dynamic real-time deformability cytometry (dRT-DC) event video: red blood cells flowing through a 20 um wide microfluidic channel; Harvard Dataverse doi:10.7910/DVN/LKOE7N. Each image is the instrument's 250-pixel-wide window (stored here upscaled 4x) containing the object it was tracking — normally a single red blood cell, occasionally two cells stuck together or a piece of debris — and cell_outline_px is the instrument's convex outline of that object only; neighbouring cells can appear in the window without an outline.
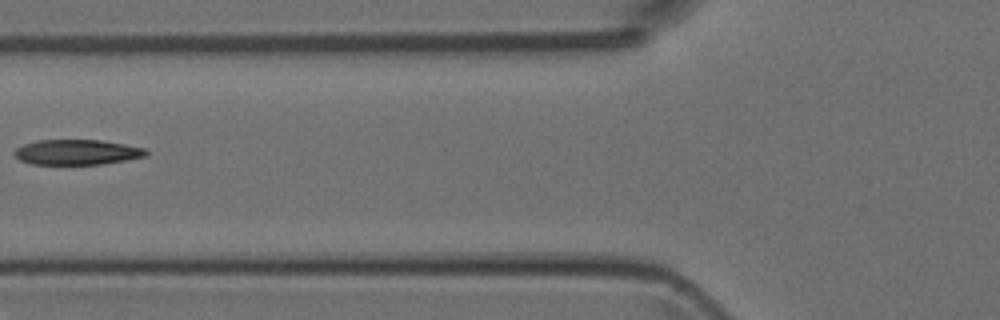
{"species": "Egyptian fruit bat (a non-hibernating species)", "species_latin": "Rousettus aegyptiacus", "temperature_condition": "room temperature", "stored_images_in_passage": 7, "segment_of_instrument_passage": [2, 2], "camera_frame_rate_fps": 3000, "um_per_image_px": 0.085, "animal": {"sex": "female"}, "frame": {"image": 1, "passage_image": 5, "time_ms": 5.667, "image_size_px": [1000, 320], "cell_outline_px": [[148, 152], [144, 156], [124, 160], [100, 164], [32, 164], [20, 160], [12, 152], [16, 148], [24, 144], [36, 140], [100, 140], [124, 144], [144, 148]], "centroid_in_image_um": [6.49, 12.93], "position_along_channel_um": 119.3, "area_um2": 19.13}}
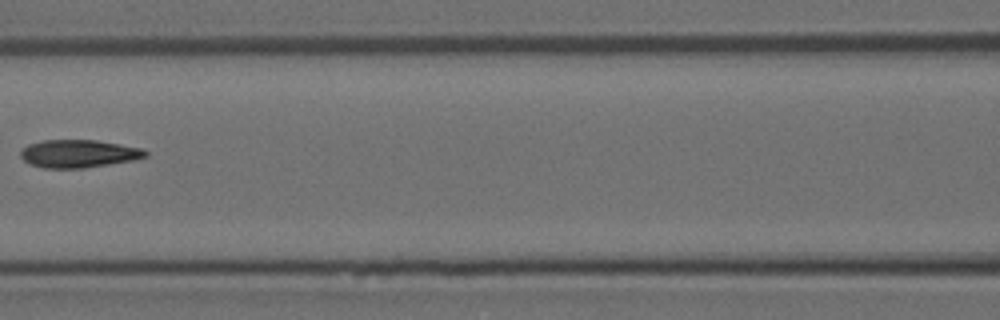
{"frame": {"image": 2, "passage_image": 6, "time_ms": 6.667, "image_size_px": [1000, 320], "cell_outline_px": [[148, 156], [132, 160], [84, 168], [44, 168], [32, 164], [24, 160], [20, 156], [20, 152], [28, 144], [44, 140], [96, 140], [144, 148], [148, 152]], "centroid_in_image_um": [6.71, 13.05], "position_along_channel_um": 159.9, "area_um2": 20.17}}
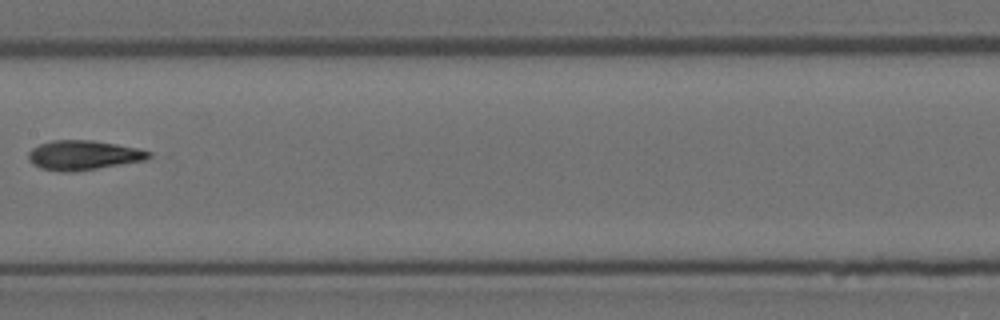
{"frame": {"image": 3, "passage_image": 7, "time_ms": 7.667, "image_size_px": [1000, 320], "cell_outline_px": [[152, 156], [148, 160], [76, 172], [60, 172], [40, 168], [32, 164], [28, 160], [28, 152], [32, 148], [40, 144], [52, 140], [92, 140], [116, 144], [136, 148], [152, 152]], "centroid_in_image_um": [7.09, 13.2], "position_along_channel_um": 200.3, "area_um2": 21.04}}